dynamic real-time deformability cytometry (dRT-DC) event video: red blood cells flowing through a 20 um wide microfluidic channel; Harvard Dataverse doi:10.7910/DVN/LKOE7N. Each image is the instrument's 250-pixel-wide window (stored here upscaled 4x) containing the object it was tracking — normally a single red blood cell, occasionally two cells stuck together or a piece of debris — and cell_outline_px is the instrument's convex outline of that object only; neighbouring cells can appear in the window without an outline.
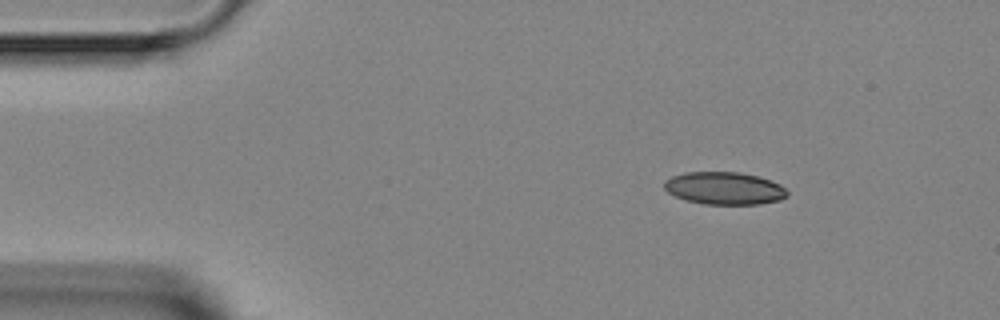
{"species": "Egyptian fruit bat (a non-hibernating species)", "species_latin": "Rousettus aegyptiacus", "temperature_condition": "room temperature", "stored_images_in_passage": 7, "camera_frame_rate_fps": 3000, "um_per_image_px": 0.085, "animal": {"sex": "female"}, "frame": {"image": 1, "passage_image": 1, "time_ms": 0.0, "image_size_px": [1000, 320], "cell_outline_px": [[788, 196], [780, 200], [760, 204], [704, 204], [688, 200], [676, 196], [668, 192], [664, 188], [664, 180], [672, 176], [684, 172], [740, 172], [756, 176], [780, 184], [788, 192]], "centroid_in_image_um": [61.57, 16.0], "position_along_channel_um": 23.4, "area_um2": 23.24}}
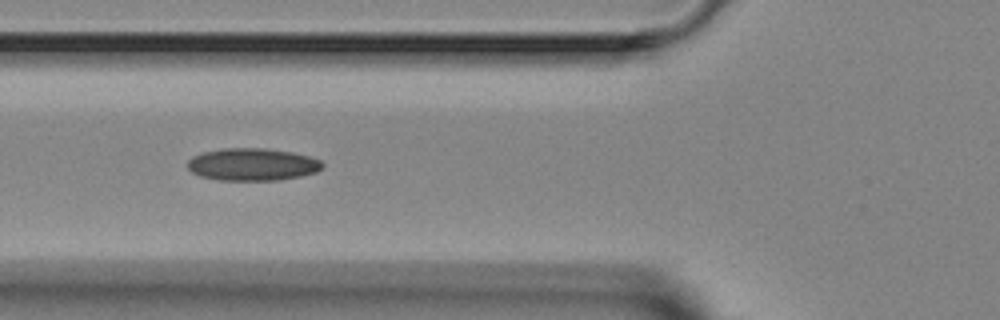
{"frame": {"image": 2, "passage_image": 4, "time_ms": 3.667, "image_size_px": [1000, 320], "cell_outline_px": [[324, 164], [316, 172], [300, 176], [280, 180], [220, 180], [200, 176], [192, 172], [188, 168], [188, 160], [192, 156], [204, 152], [224, 148], [264, 148], [292, 152], [308, 156], [320, 160]], "centroid_in_image_um": [21.44, 13.97], "position_along_channel_um": 104.4, "area_um2": 25.37}}
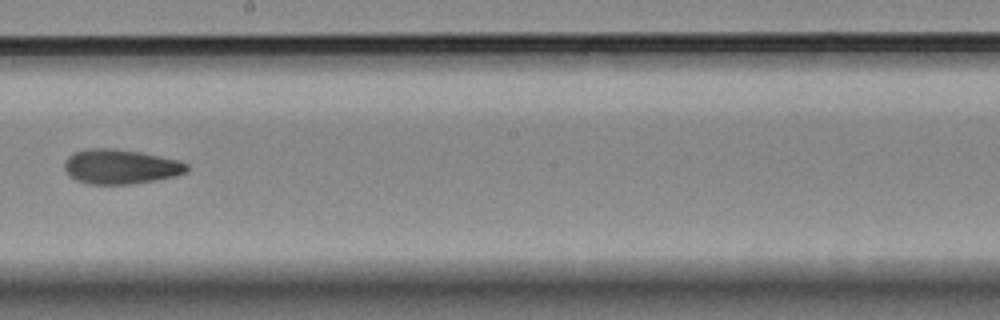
{"frame": {"image": 3, "passage_image": 7, "time_ms": 7.0, "image_size_px": [1000, 320], "cell_outline_px": [[188, 168], [184, 172], [176, 176], [156, 180], [132, 184], [88, 184], [76, 180], [64, 168], [64, 160], [72, 152], [88, 148], [112, 148], [140, 152], [180, 160], [188, 164]], "centroid_in_image_um": [10.24, 14.16], "position_along_channel_um": 238.0, "area_um2": 24.8}}